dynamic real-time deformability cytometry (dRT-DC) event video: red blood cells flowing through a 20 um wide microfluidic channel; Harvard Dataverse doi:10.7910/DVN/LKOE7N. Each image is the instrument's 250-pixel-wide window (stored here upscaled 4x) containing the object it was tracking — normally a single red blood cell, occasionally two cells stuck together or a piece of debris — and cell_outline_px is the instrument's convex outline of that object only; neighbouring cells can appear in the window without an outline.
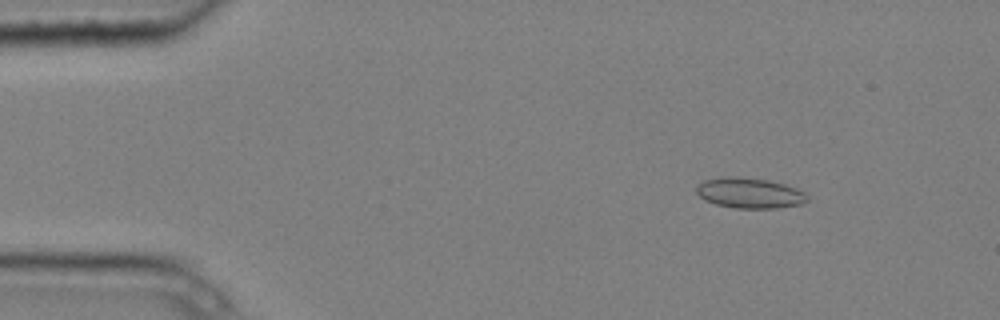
{"species": "common noctule bat (a hibernating species)", "species_latin": "Nyctalus noctula", "temperature_condition": "cold", "stored_images_in_passage": 4, "camera_frame_rate_fps": 3000, "um_per_image_px": 0.085, "animal": {"sex": "male", "body_mass_g": 20.4}, "frame": {"image": 1, "passage_image": 1, "time_ms": 0.0, "image_size_px": [1000, 320], "cell_outline_px": [[808, 200], [804, 204], [776, 208], [736, 208], [716, 204], [704, 200], [696, 192], [696, 184], [704, 180], [720, 176], [736, 176], [768, 180], [784, 184], [796, 188], [804, 192], [808, 196]], "centroid_in_image_um": [63.7, 16.4], "position_along_channel_um": 21.3, "area_um2": 19.88}}
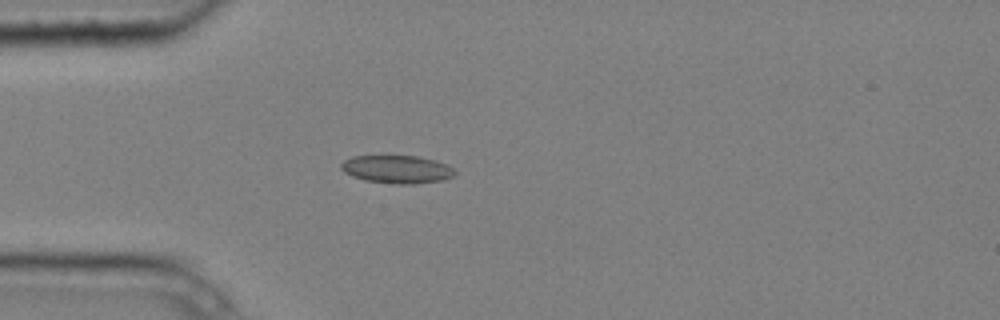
{"frame": {"image": 2, "passage_image": 3, "time_ms": 0.667, "image_size_px": [1000, 320], "cell_outline_px": [[456, 172], [452, 176], [444, 180], [412, 184], [396, 184], [364, 180], [352, 176], [344, 172], [340, 168], [340, 164], [344, 160], [352, 156], [420, 156], [448, 164]], "centroid_in_image_um": [33.73, 14.39], "position_along_channel_um": 51.3, "area_um2": 18.61}}